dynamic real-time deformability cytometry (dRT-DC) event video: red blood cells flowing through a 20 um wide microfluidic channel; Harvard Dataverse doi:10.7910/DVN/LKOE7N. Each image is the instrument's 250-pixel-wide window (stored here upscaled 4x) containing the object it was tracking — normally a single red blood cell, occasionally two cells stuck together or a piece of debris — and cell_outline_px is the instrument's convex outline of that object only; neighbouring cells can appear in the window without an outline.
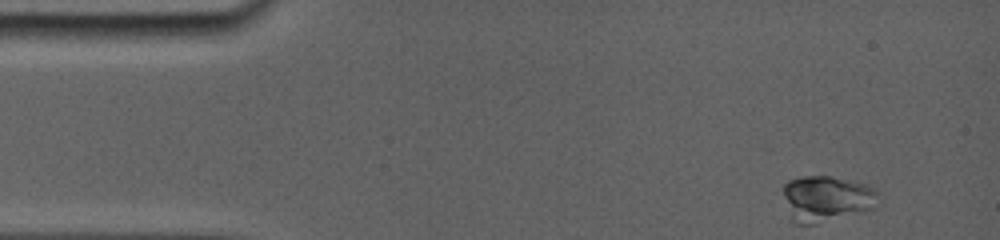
{"species": "common noctule bat (a hibernating species)", "species_latin": "Nyctalus noctula", "temperature_condition": "room temperature", "stored_images_in_passage": 11, "camera_frame_rate_fps": 5000, "um_per_image_px": 0.085, "animal": {"sex": "female", "body_mass_g": 19.0, "forearm_length_mm": 56.7}, "frame": {"image": 1, "passage_image": 1, "time_ms": 0.0, "image_size_px": [1000, 240], "cell_outline_px": [[880, 204], [876, 208], [816, 224], [796, 224], [792, 220], [784, 196], [784, 184], [788, 180], [804, 176], [828, 176], [856, 184], [868, 188], [876, 192]], "centroid_in_image_um": [70.22, 16.92], "position_along_channel_um": 14.8, "area_um2": 24.8}}